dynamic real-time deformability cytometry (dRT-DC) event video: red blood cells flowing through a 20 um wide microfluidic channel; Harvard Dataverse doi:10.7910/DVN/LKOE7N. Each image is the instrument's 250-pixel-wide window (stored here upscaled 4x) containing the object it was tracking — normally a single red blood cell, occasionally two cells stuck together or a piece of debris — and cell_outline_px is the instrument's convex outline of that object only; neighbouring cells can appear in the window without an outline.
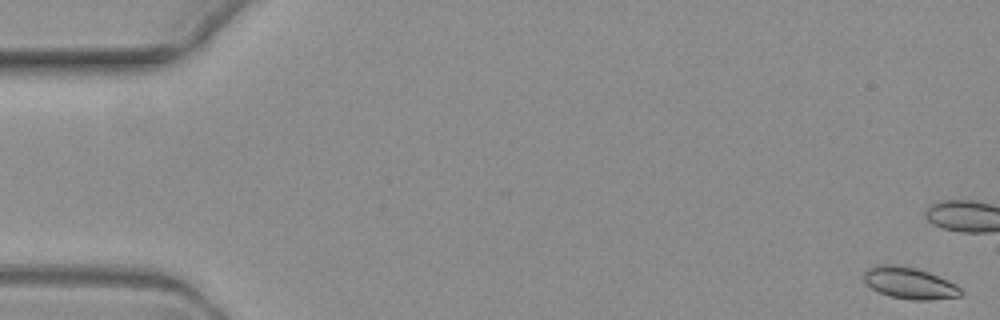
{"species": "common noctule bat (a hibernating species)", "species_latin": "Nyctalus noctula", "temperature_condition": "warm", "stored_images_in_passage": 10, "camera_frame_rate_fps": 3000, "um_per_image_px": 0.085, "animal": {"sex": "female", "body_mass_g": 19.3, "forearm_length_mm": 54.1}, "frame": {"image": 1, "passage_image": 1, "time_ms": 0.0, "image_size_px": [1000, 320], "cell_outline_px": [[964, 292], [960, 296], [928, 300], [912, 300], [888, 296], [872, 288], [864, 280], [864, 272], [868, 268], [876, 264], [896, 264], [916, 268], [928, 272], [948, 280], [956, 284]], "centroid_in_image_um": [77.31, 24.05], "position_along_channel_um": 7.7, "area_um2": 17.92}}
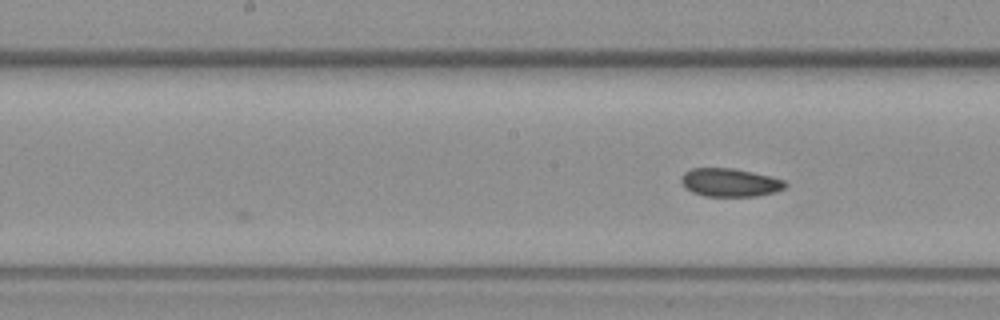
{"frame": {"image": 2, "passage_image": 8, "time_ms": 9.333, "image_size_px": [1000, 320], "cell_outline_px": [[788, 184], [784, 188], [776, 192], [756, 196], [704, 196], [692, 192], [680, 180], [680, 176], [684, 172], [692, 168], [732, 168], [772, 176], [784, 180]], "centroid_in_image_um": [62.06, 15.51], "position_along_channel_um": 186.1, "area_um2": 17.17}}
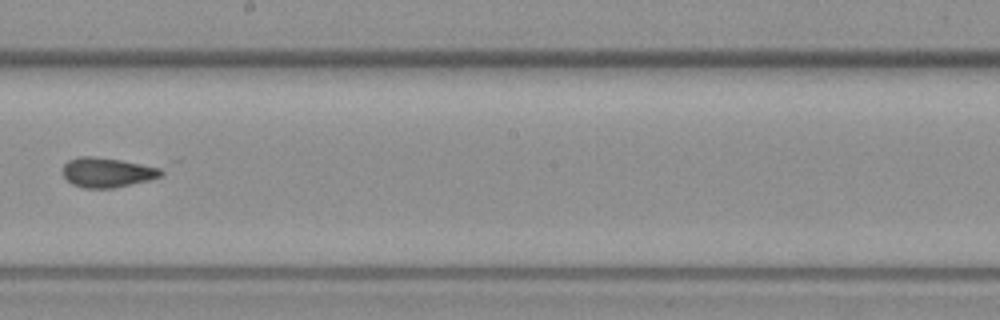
{"frame": {"image": 3, "passage_image": 10, "time_ms": 11.667, "image_size_px": [1000, 320], "cell_outline_px": [[164, 176], [152, 180], [112, 188], [84, 188], [72, 184], [60, 172], [64, 164], [68, 160], [80, 156], [92, 156], [120, 160], [160, 168], [164, 172]], "centroid_in_image_um": [9.11, 14.66], "position_along_channel_um": 239.1, "area_um2": 17.17}}